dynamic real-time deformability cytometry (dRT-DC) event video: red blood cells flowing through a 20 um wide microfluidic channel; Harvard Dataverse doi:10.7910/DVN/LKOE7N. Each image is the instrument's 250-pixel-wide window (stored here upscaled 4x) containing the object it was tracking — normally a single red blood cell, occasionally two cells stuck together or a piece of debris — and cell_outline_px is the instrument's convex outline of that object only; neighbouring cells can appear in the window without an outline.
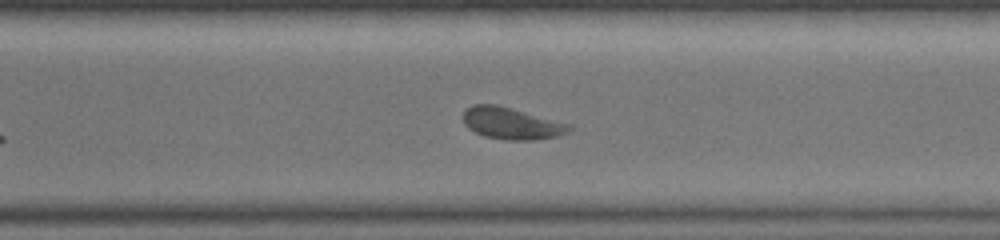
{"species": "common noctule bat (a hibernating species)", "species_latin": "Nyctalus noctula", "temperature_condition": "warm", "stored_images_in_passage": 28, "camera_frame_rate_fps": 3000, "um_per_image_px": 0.085, "animal": {"sex": "female", "body_mass_g": 19.0, "forearm_length_mm": 51.5}, "frame": {"image": 1, "passage_image": 20, "time_ms": 6.333, "image_size_px": [1000, 240], "cell_outline_px": [[572, 128], [568, 132], [556, 136], [532, 140], [508, 140], [484, 136], [468, 128], [464, 124], [464, 112], [472, 104], [496, 104], [512, 108], [572, 124]], "centroid_in_image_um": [43.49, 10.48], "position_along_channel_um": 327.1, "area_um2": 19.59}}